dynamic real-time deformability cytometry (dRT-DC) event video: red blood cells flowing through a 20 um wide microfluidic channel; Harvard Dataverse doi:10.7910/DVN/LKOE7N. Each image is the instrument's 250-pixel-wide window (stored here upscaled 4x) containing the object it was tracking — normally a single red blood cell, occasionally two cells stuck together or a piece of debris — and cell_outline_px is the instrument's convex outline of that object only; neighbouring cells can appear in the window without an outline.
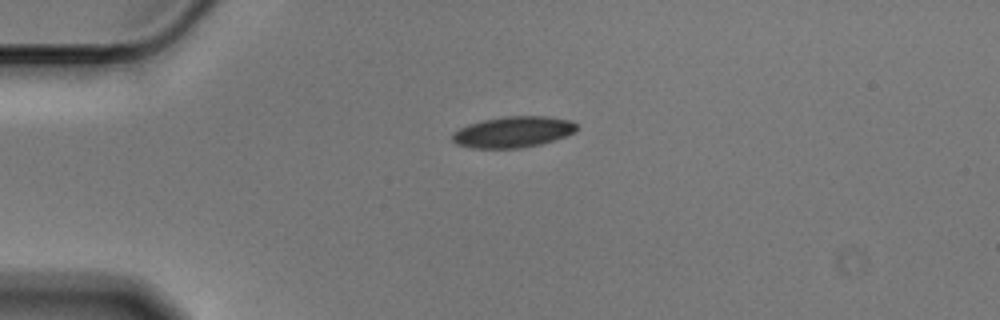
{"species": "Egyptian fruit bat (a non-hibernating species)", "species_latin": "Rousettus aegyptiacus", "temperature_condition": "cold", "stored_images_in_passage": 3, "camera_frame_rate_fps": 3000, "um_per_image_px": 0.085, "animal": {"sex": "male"}, "frame": {"image": 1, "passage_image": 1, "time_ms": 0.0, "image_size_px": [1000, 320], "cell_outline_px": [[576, 132], [556, 140], [540, 144], [520, 148], [472, 148], [456, 144], [452, 140], [452, 132], [468, 124], [480, 120], [504, 116], [548, 116], [572, 120], [576, 124]], "centroid_in_image_um": [43.61, 11.21], "position_along_channel_um": 41.4, "area_um2": 22.77}}